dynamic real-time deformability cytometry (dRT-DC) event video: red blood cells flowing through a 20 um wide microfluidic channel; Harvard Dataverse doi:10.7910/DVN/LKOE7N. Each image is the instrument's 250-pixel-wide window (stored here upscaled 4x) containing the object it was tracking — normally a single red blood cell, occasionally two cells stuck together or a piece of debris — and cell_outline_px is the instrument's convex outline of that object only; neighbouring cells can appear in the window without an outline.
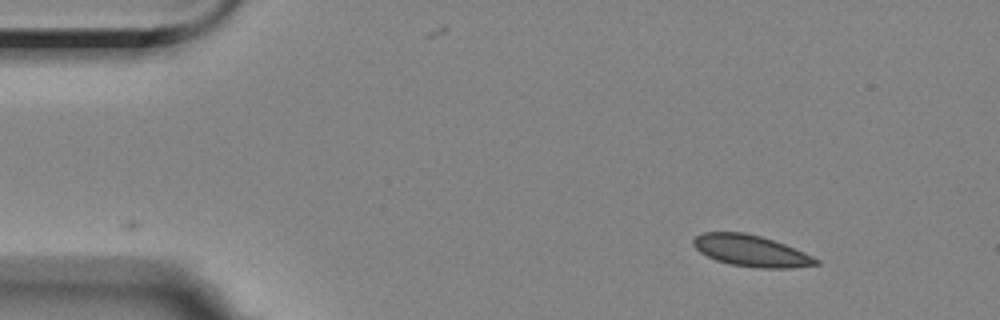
{"species": "Egyptian fruit bat (a non-hibernating species)", "species_latin": "Rousettus aegyptiacus", "temperature_condition": "room temperature", "stored_images_in_passage": 35, "camera_frame_rate_fps": 3000, "um_per_image_px": 0.085, "animal": {"sex": "female"}, "frame": {"image": 1, "passage_image": 1, "time_ms": 0.0, "image_size_px": [1000, 320], "cell_outline_px": [[820, 264], [792, 268], [760, 268], [732, 264], [716, 260], [700, 252], [692, 244], [692, 240], [696, 236], [704, 232], [744, 232], [760, 236], [784, 244], [804, 252], [820, 260]], "centroid_in_image_um": [63.84, 21.32], "position_along_channel_um": 21.2, "area_um2": 22.25}}
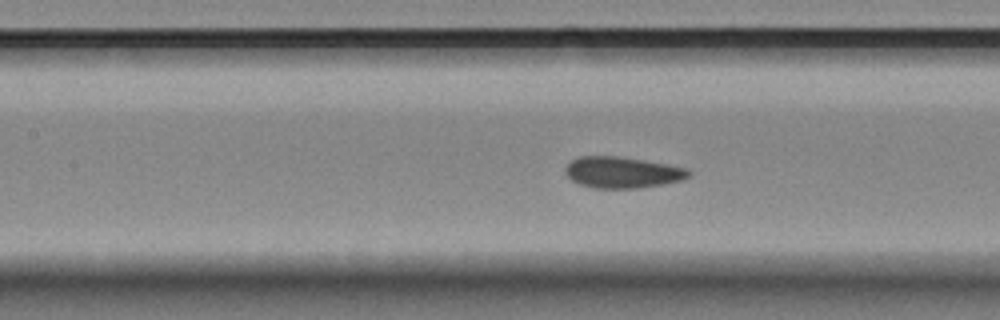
{"frame": {"image": 2, "passage_image": 19, "time_ms": 6.0, "image_size_px": [1000, 320], "cell_outline_px": [[692, 172], [688, 176], [680, 180], [664, 184], [636, 188], [592, 188], [580, 184], [572, 180], [564, 172], [564, 168], [572, 160], [580, 156], [620, 156], [688, 168]], "centroid_in_image_um": [52.88, 14.65], "position_along_channel_um": 154.5, "area_um2": 22.37}}
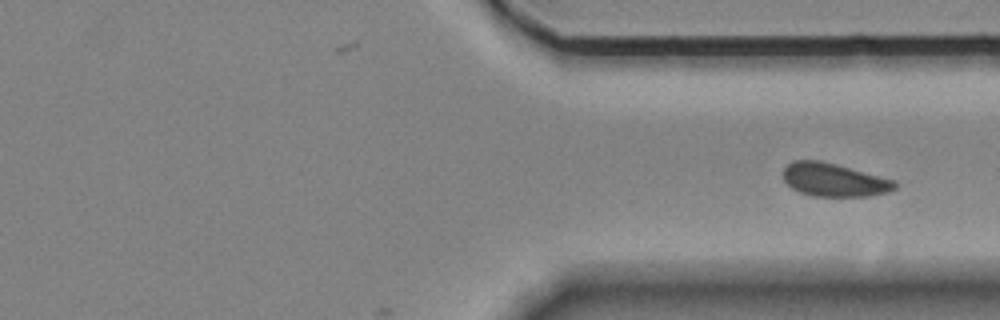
{"frame": {"image": 3, "passage_image": 35, "time_ms": 11.333, "image_size_px": [1000, 320], "cell_outline_px": [[896, 188], [888, 192], [868, 196], [812, 196], [800, 192], [792, 188], [784, 180], [784, 168], [792, 160], [820, 160], [896, 180]], "centroid_in_image_um": [70.89, 15.29], "position_along_channel_um": 340.5, "area_um2": 21.56}}